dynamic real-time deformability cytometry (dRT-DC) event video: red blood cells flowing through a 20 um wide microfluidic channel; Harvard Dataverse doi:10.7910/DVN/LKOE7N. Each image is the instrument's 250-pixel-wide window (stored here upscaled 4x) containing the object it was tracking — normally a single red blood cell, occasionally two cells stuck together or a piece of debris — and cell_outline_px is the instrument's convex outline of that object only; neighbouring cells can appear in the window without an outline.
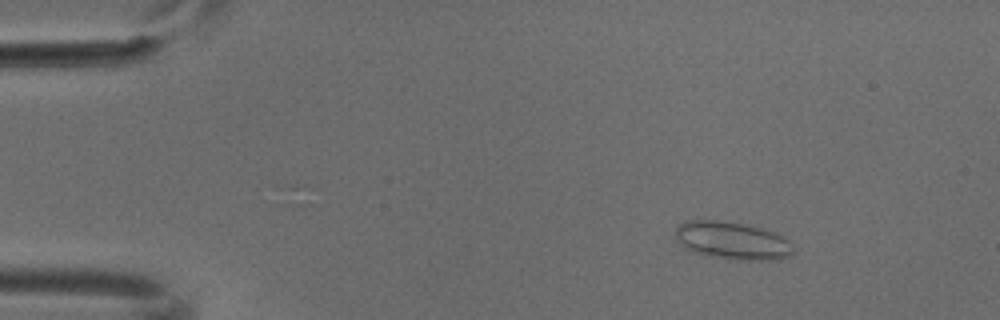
{"species": "common noctule bat (a hibernating species)", "species_latin": "Nyctalus noctula", "temperature_condition": "cold", "stored_images_in_passage": 4, "camera_frame_rate_fps": 3000, "um_per_image_px": 0.085, "animal": {"sex": "male", "body_mass_g": 18.8}, "frame": {"image": 1, "passage_image": 2, "time_ms": 0.333, "image_size_px": [1000, 320], "cell_outline_px": [[792, 256], [780, 260], [736, 260], [704, 256], [692, 252], [684, 248], [676, 240], [676, 224], [684, 220], [712, 220], [744, 224], [776, 232], [788, 240], [792, 248]], "centroid_in_image_um": [62.21, 20.47], "position_along_channel_um": 22.8, "area_um2": 26.36}}